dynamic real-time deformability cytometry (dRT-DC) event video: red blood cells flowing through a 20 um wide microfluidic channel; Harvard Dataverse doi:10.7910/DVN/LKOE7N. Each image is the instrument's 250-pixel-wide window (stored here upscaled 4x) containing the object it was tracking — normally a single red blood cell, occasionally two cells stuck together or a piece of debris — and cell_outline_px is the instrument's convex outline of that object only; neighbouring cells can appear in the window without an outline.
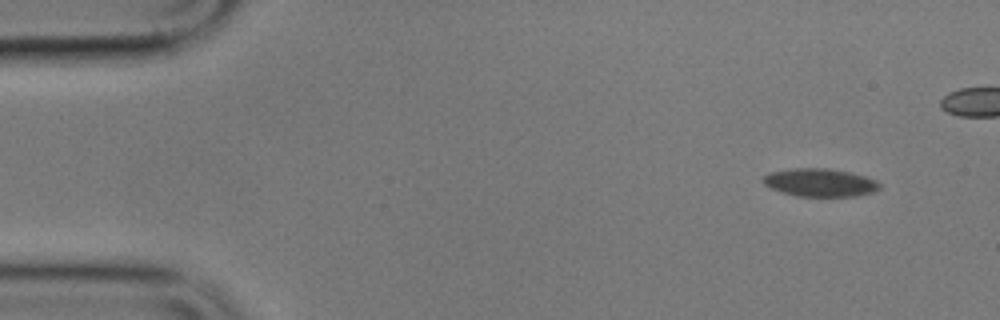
{"species": "common noctule bat (a hibernating species)", "species_latin": "Nyctalus noctula", "temperature_condition": "cold", "stored_images_in_passage": 4, "camera_frame_rate_fps": 3000, "um_per_image_px": 0.085, "animal": {"sex": "male", "body_mass_g": 17.9}, "frame": {"image": 1, "passage_image": 1, "time_ms": 0.0, "image_size_px": [1000, 320], "cell_outline_px": [[880, 188], [872, 192], [856, 196], [796, 196], [780, 192], [768, 188], [760, 180], [768, 172], [792, 168], [828, 168], [852, 172], [876, 180], [880, 184]], "centroid_in_image_um": [69.64, 15.51], "position_along_channel_um": 15.4, "area_um2": 19.31}}